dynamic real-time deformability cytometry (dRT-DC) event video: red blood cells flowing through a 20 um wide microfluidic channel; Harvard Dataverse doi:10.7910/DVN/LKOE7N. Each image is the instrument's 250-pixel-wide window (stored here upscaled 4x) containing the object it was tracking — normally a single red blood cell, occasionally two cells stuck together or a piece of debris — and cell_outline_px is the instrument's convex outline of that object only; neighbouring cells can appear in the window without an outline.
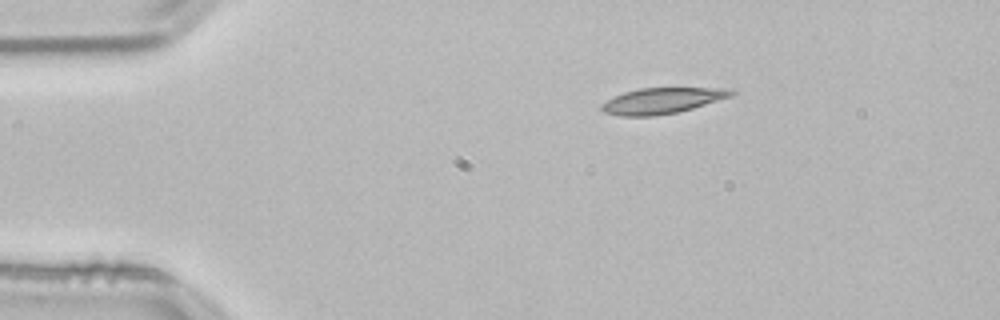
{"species": "common noctule bat (a hibernating species)", "species_latin": "Nyctalus noctula", "temperature_condition": "room temperature", "stored_images_in_passage": 45, "camera_frame_rate_fps": 3000, "um_per_image_px": 0.085, "animal": {"sex": "male", "body_mass_g": 21.5, "forearm_length_mm": 52.0}, "frame": {"image": 1, "passage_image": 1, "time_ms": 0.0, "image_size_px": [1000, 320], "cell_outline_px": [[736, 92], [732, 96], [692, 108], [676, 112], [656, 116], [620, 116], [604, 112], [600, 108], [600, 104], [612, 96], [624, 92], [640, 88], [728, 88]], "centroid_in_image_um": [56.23, 8.56], "position_along_channel_um": 28.8, "area_um2": 19.54}}
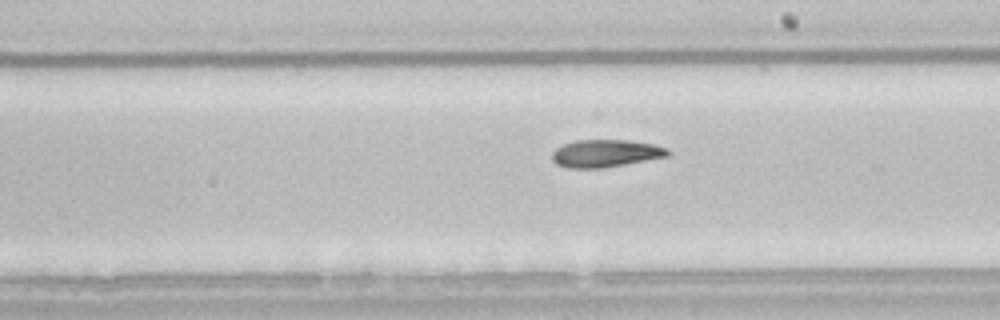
{"frame": {"image": 2, "passage_image": 22, "time_ms": 7.0, "image_size_px": [1000, 320], "cell_outline_px": [[672, 152], [668, 156], [604, 168], [568, 168], [556, 164], [552, 160], [552, 152], [556, 148], [564, 144], [576, 140], [628, 140], [656, 144], [668, 148]], "centroid_in_image_um": [51.5, 13.03], "position_along_channel_um": 237.5, "area_um2": 18.73}}
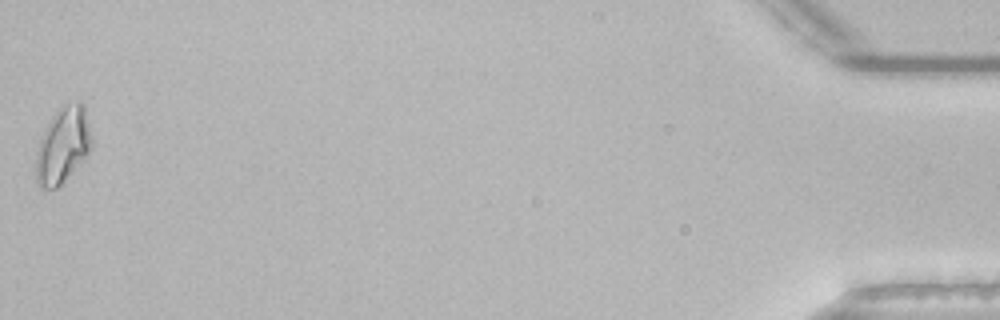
{"frame": {"image": 3, "passage_image": 45, "time_ms": 14.667, "image_size_px": [1000, 320], "cell_outline_px": [[92, 144], [88, 152], [64, 180], [56, 188], [40, 188], [36, 180], [36, 152], [44, 128], [60, 104], [80, 100], [84, 104], [92, 136]], "centroid_in_image_um": [5.33, 12.27], "position_along_channel_um": 429.9, "area_um2": 24.62}}